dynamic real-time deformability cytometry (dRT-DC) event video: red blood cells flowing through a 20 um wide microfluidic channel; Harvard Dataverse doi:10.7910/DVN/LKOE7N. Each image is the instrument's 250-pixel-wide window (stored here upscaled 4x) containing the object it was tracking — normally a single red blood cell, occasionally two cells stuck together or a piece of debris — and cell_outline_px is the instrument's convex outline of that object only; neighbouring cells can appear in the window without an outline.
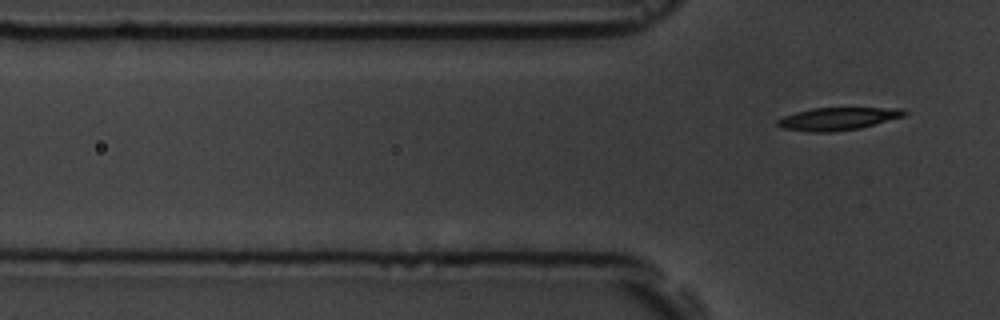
{"species": "common noctule bat (a hibernating species)", "species_latin": "Nyctalus noctula", "temperature_condition": "room temperature", "stored_images_in_passage": 5, "camera_frame_rate_fps": 3000, "um_per_image_px": 0.085, "animal": {"sex": "male", "body_mass_g": 19.5, "forearm_length_mm": 54.6}, "frame": {"image": 1, "passage_image": 5, "time_ms": 5.333, "image_size_px": [1000, 320], "cell_outline_px": [[908, 112], [904, 116], [860, 128], [832, 132], [808, 132], [780, 128], [776, 124], [776, 120], [784, 116], [796, 112], [812, 108], [900, 108]], "centroid_in_image_um": [71.16, 10.1], "position_along_channel_um": 54.6, "area_um2": 16.76}}